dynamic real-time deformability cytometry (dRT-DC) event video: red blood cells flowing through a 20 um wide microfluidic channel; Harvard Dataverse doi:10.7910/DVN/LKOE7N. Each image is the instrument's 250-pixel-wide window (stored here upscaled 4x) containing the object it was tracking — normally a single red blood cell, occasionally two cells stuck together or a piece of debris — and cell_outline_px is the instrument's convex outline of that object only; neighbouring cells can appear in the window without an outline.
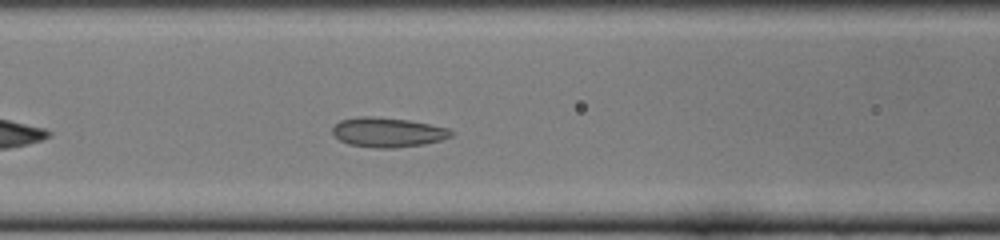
{"species": "common noctule bat (a hibernating species)", "species_latin": "Nyctalus noctula", "temperature_condition": "cold", "stored_images_in_passage": 40, "camera_frame_rate_fps": 3000, "um_per_image_px": 0.085, "animal": {"sex": "female", "body_mass_g": 22.0, "forearm_length_mm": 56.7}, "frame": {"image": 1, "passage_image": 10, "time_ms": 3.0, "image_size_px": [1000, 240], "cell_outline_px": [[456, 132], [452, 136], [440, 140], [424, 144], [396, 148], [376, 148], [348, 144], [340, 140], [332, 132], [332, 128], [340, 120], [364, 116], [372, 116], [408, 120], [452, 128]], "centroid_in_image_um": [33.01, 11.25], "position_along_channel_um": 133.6, "area_um2": 20.58}}
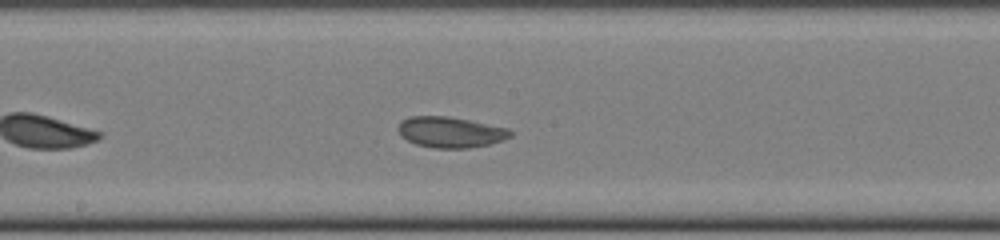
{"frame": {"image": 2, "passage_image": 16, "time_ms": 5.0, "image_size_px": [1000, 240], "cell_outline_px": [[512, 136], [504, 140], [488, 144], [468, 148], [436, 148], [416, 144], [400, 136], [396, 128], [400, 120], [408, 116], [448, 116], [508, 128], [512, 132]], "centroid_in_image_um": [38.24, 11.22], "position_along_channel_um": 210.0, "area_um2": 20.23}}
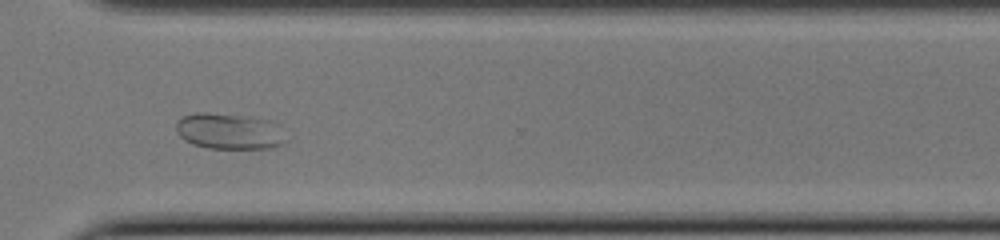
{"frame": {"image": 3, "passage_image": 27, "time_ms": 8.667, "image_size_px": [1000, 240], "cell_outline_px": [[288, 140], [284, 144], [272, 148], [208, 148], [192, 144], [184, 140], [176, 132], [176, 120], [184, 116], [196, 112], [208, 112], [240, 116], [268, 120]], "centroid_in_image_um": [19.41, 11.17], "position_along_channel_um": 351.2, "area_um2": 22.72}}